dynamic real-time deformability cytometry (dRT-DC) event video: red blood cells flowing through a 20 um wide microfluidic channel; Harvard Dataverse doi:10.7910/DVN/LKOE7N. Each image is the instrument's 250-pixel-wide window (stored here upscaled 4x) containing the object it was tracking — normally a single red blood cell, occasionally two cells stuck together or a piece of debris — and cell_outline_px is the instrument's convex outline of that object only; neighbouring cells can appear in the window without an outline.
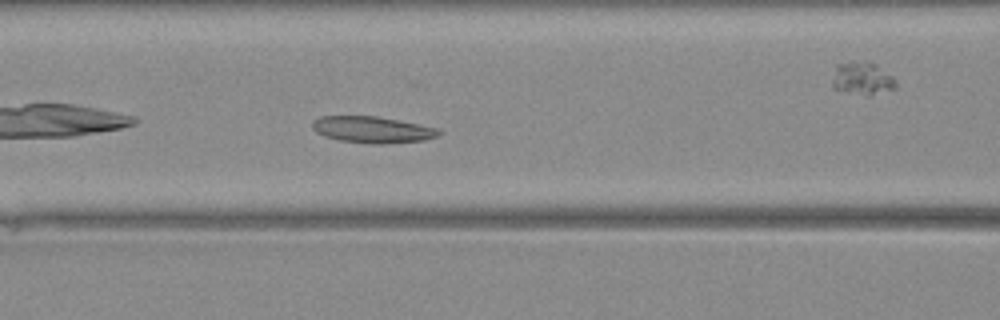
{"species": "Egyptian fruit bat (a non-hibernating species)", "species_latin": "Rousettus aegyptiacus", "temperature_condition": "warm", "stored_images_in_passage": 29, "camera_frame_rate_fps": 3000, "um_per_image_px": 0.085, "animal": {"sex": "female"}, "frame": {"image": 1, "passage_image": 9, "time_ms": 2.667, "image_size_px": [1000, 320], "cell_outline_px": [[440, 136], [424, 140], [384, 144], [376, 144], [340, 140], [324, 136], [316, 132], [312, 128], [312, 120], [320, 116], [376, 116], [440, 128]], "centroid_in_image_um": [31.66, 11.02], "position_along_channel_um": 134.9, "area_um2": 19.54}}